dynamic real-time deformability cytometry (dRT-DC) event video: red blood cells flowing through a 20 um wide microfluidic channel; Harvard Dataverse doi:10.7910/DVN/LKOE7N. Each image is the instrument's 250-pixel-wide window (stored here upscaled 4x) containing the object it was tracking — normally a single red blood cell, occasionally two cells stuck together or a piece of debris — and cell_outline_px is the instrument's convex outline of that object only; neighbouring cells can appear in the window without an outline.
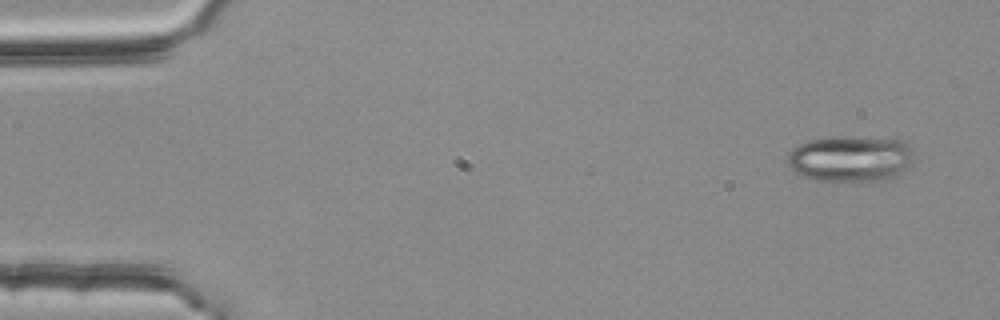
{"species": "common noctule bat (a hibernating species)", "species_latin": "Nyctalus noctula", "temperature_condition": "room temperature", "stored_images_in_passage": 3, "camera_frame_rate_fps": 3000, "um_per_image_px": 0.085, "animal": {"sex": "female", "body_mass_g": 25.1}, "frame": {"image": 1, "passage_image": 1, "time_ms": 0.0, "image_size_px": [1000, 320], "cell_outline_px": [[912, 160], [904, 172], [900, 176], [888, 180], [816, 180], [804, 176], [796, 172], [788, 164], [788, 152], [796, 144], [808, 140], [832, 136], [836, 136], [904, 140], [912, 148]], "centroid_in_image_um": [72.3, 13.47], "position_along_channel_um": 12.7, "area_um2": 34.04}}